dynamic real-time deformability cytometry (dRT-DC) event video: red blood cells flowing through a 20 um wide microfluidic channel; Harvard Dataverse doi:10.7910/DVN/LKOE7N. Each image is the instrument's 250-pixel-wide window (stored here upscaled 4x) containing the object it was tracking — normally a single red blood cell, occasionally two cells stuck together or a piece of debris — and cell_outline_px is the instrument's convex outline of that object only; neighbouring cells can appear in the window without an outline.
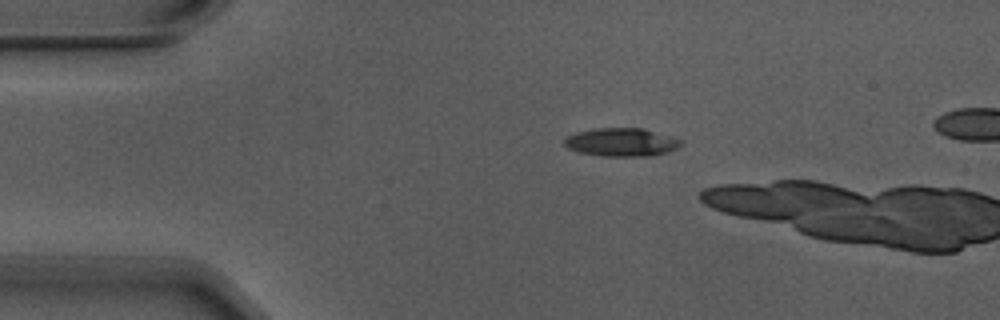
{"species": "Egyptian fruit bat (a non-hibernating species)", "species_latin": "Rousettus aegyptiacus", "temperature_condition": "warm", "stored_images_in_passage": 2, "camera_frame_rate_fps": 3000, "um_per_image_px": 0.085, "animal": {"sex": "male"}, "frame": {"image": 1, "passage_image": 1, "time_ms": 0.0, "image_size_px": [1000, 320], "cell_outline_px": [[684, 144], [668, 152], [652, 156], [604, 156], [580, 152], [568, 148], [564, 144], [564, 140], [568, 136], [576, 132], [596, 128], [644, 128], [672, 136], [680, 140]], "centroid_in_image_um": [52.86, 12.08], "position_along_channel_um": 32.1, "area_um2": 19.25}}